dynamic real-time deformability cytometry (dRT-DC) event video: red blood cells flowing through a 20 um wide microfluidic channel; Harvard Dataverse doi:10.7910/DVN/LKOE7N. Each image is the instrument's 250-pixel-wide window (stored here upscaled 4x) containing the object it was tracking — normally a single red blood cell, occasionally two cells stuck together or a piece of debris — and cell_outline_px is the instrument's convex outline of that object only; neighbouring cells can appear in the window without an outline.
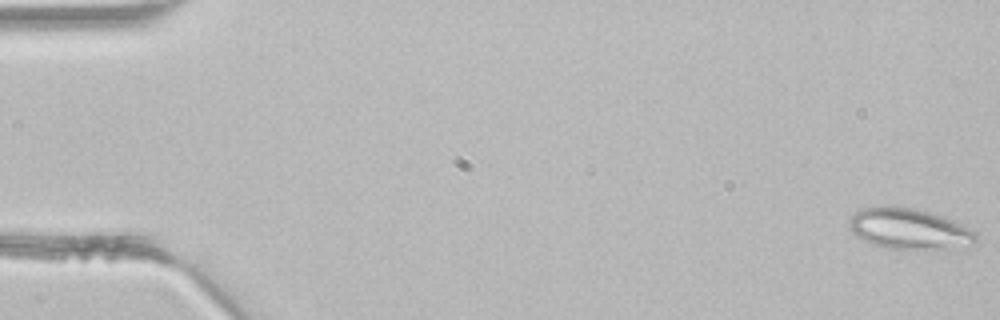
{"species": "common noctule bat (a hibernating species)", "species_latin": "Nyctalus noctula", "temperature_condition": "room temperature", "stored_images_in_passage": 4, "camera_frame_rate_fps": 3000, "um_per_image_px": 0.085, "animal": {"sex": "male", "body_mass_g": 21.5, "forearm_length_mm": 52.0}, "frame": {"image": 1, "passage_image": 1, "time_ms": 0.0, "image_size_px": [1000, 320], "cell_outline_px": [[976, 240], [968, 248], [888, 248], [872, 244], [856, 236], [848, 228], [848, 220], [860, 208], [876, 204], [896, 204], [916, 208], [944, 216], [976, 232]], "centroid_in_image_um": [77.23, 19.4], "position_along_channel_um": 7.8, "area_um2": 30.75}}